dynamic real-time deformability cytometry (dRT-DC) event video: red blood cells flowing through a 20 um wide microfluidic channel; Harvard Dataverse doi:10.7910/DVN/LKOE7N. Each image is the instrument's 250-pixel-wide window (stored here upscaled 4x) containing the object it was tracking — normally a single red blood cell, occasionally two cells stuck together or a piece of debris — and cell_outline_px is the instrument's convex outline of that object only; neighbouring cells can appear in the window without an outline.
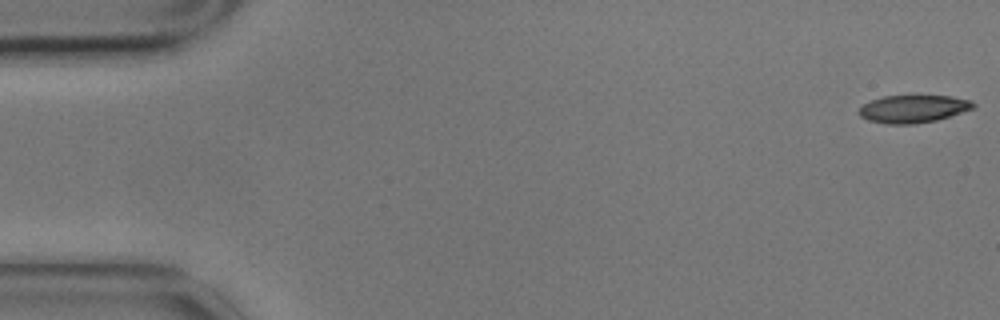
{"species": "common noctule bat (a hibernating species)", "species_latin": "Nyctalus noctula", "temperature_condition": "cold", "stored_images_in_passage": 10, "camera_frame_rate_fps": 3000, "um_per_image_px": 0.085, "animal": {"sex": "male", "body_mass_g": 17.9}, "frame": {"image": 1, "passage_image": 1, "time_ms": 0.0, "image_size_px": [1000, 320], "cell_outline_px": [[976, 108], [936, 120], [916, 124], [884, 124], [868, 120], [860, 116], [856, 112], [864, 104], [872, 100], [884, 96], [952, 96], [972, 100], [976, 104]], "centroid_in_image_um": [77.64, 9.26], "position_along_channel_um": 7.4, "area_um2": 18.55}}
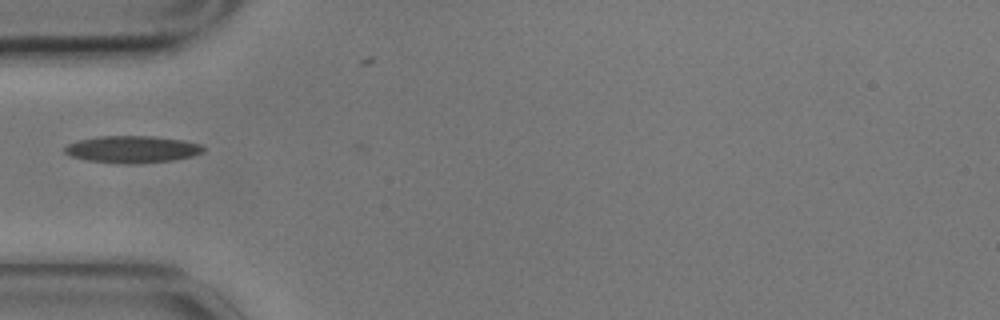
{"frame": {"image": 2, "passage_image": 5, "time_ms": 1.333, "image_size_px": [1000, 320], "cell_outline_px": [[204, 152], [192, 156], [172, 160], [132, 164], [124, 164], [88, 160], [72, 156], [64, 152], [64, 148], [68, 144], [80, 140], [96, 136], [152, 136], [184, 140], [200, 144], [204, 148]], "centroid_in_image_um": [11.25, 12.68], "position_along_channel_um": 73.7, "area_um2": 21.73}}